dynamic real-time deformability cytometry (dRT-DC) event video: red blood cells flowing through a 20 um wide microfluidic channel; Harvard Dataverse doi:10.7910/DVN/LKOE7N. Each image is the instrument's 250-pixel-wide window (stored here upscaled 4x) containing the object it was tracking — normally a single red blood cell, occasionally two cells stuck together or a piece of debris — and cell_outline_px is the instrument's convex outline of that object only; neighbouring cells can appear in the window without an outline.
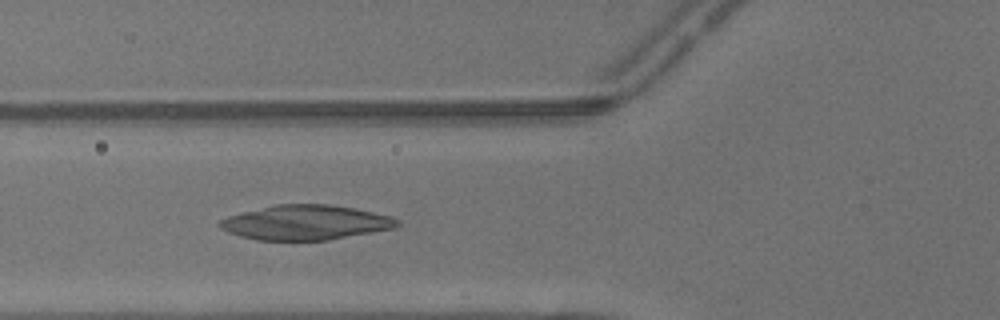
{"species": "common noctule bat (a hibernating species)", "species_latin": "Nyctalus noctula", "temperature_condition": "warm", "stored_images_in_passage": 5, "camera_frame_rate_fps": 3000, "um_per_image_px": 0.085, "animal": {"sex": "male", "body_mass_g": 13.3}, "frame": {"image": 1, "passage_image": 5, "time_ms": 1.333, "image_size_px": [1000, 320], "cell_outline_px": [[400, 224], [396, 228], [328, 240], [256, 240], [240, 236], [228, 232], [220, 228], [216, 224], [220, 220], [228, 216], [276, 204], [328, 204], [352, 208], [392, 216], [400, 220]], "centroid_in_image_um": [25.99, 18.92], "position_along_channel_um": 99.8, "area_um2": 35.89}}